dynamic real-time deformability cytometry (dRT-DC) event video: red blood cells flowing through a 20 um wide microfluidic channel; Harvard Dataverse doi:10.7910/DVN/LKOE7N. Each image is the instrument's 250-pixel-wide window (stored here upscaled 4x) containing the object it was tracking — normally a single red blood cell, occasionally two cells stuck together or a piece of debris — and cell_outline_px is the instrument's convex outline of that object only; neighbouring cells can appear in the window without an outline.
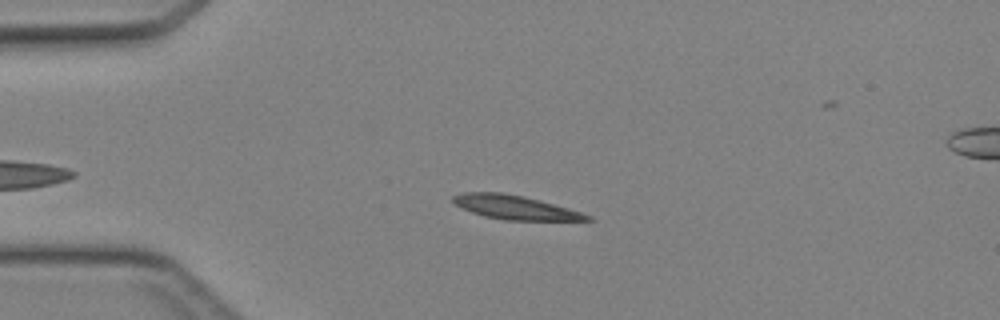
{"species": "Egyptian fruit bat (a non-hibernating species)", "species_latin": "Rousettus aegyptiacus", "temperature_condition": "cold", "stored_images_in_passage": 36, "camera_frame_rate_fps": 3000, "um_per_image_px": 0.085, "animal": {"sex": "female"}, "frame": {"image": 1, "passage_image": 9, "time_ms": 2.667, "image_size_px": [1000, 320], "cell_outline_px": [[596, 220], [504, 220], [484, 216], [472, 212], [456, 204], [452, 200], [452, 196], [464, 192], [504, 192], [524, 196], [540, 200], [568, 208], [592, 216]], "centroid_in_image_um": [43.79, 17.62], "position_along_channel_um": 41.2, "area_um2": 18.61}}
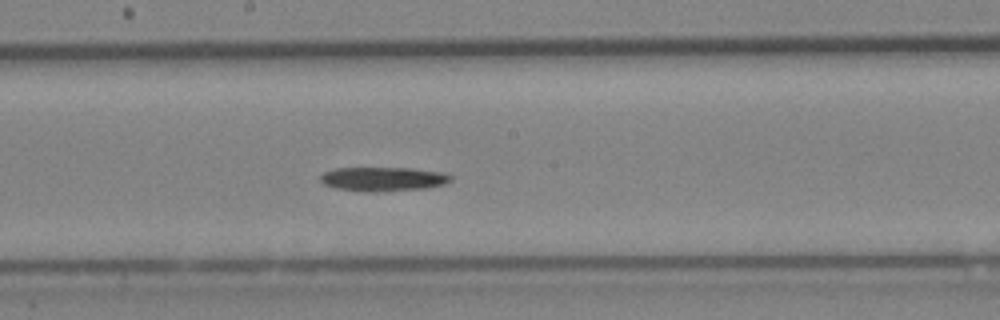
{"frame": {"image": 2, "passage_image": 23, "time_ms": 7.333, "image_size_px": [1000, 320], "cell_outline_px": [[452, 180], [444, 184], [428, 188], [380, 192], [368, 192], [336, 188], [324, 184], [320, 180], [320, 176], [324, 172], [336, 168], [412, 168], [444, 172], [452, 176]], "centroid_in_image_um": [32.6, 15.22], "position_along_channel_um": 215.6, "area_um2": 18.5}}
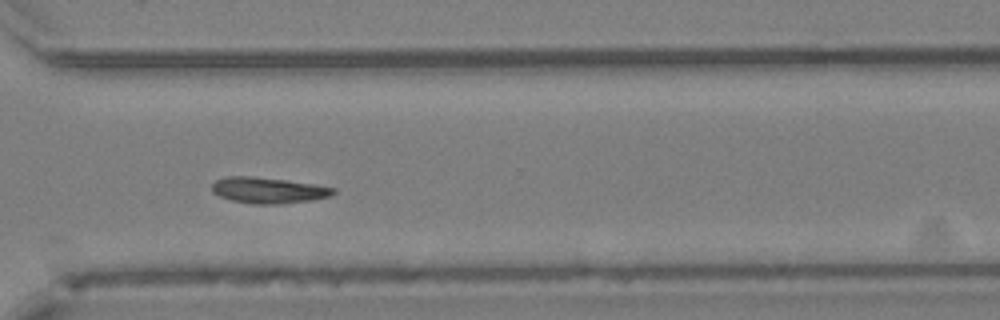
{"frame": {"image": 3, "passage_image": 32, "time_ms": 10.333, "image_size_px": [1000, 320], "cell_outline_px": [[336, 192], [332, 196], [312, 200], [284, 204], [252, 204], [232, 200], [220, 196], [212, 192], [212, 184], [216, 180], [228, 176], [252, 176], [284, 180], [312, 184], [336, 188]], "centroid_in_image_um": [22.82, 16.18], "position_along_channel_um": 347.8, "area_um2": 18.38}}